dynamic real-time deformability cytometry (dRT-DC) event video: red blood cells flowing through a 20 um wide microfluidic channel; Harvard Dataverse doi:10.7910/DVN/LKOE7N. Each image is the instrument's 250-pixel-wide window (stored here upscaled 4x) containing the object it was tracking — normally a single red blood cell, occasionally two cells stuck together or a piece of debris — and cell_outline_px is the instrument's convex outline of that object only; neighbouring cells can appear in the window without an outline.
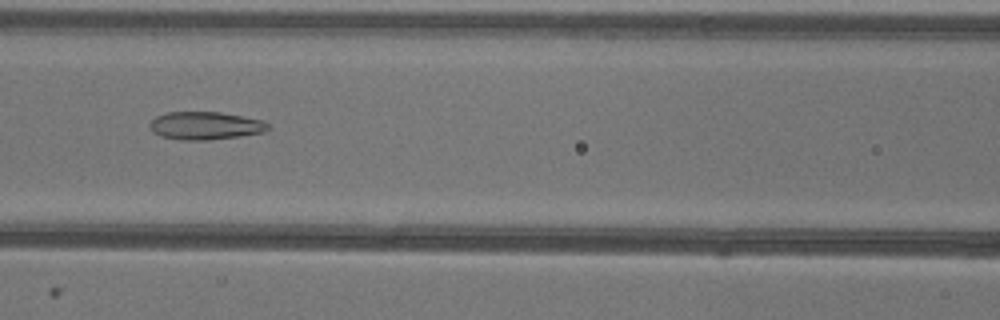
{"species": "common noctule bat (a hibernating species)", "species_latin": "Nyctalus noctula", "temperature_condition": "warm", "stored_images_in_passage": 37, "camera_frame_rate_fps": 3000, "um_per_image_px": 0.085, "animal": {"sex": "female"}, "frame": {"image": 1, "passage_image": 8, "time_ms": 2.333, "image_size_px": [1000, 320], "cell_outline_px": [[268, 128], [264, 132], [240, 136], [208, 140], [180, 140], [160, 136], [152, 132], [148, 124], [156, 116], [164, 112], [220, 112], [264, 120], [268, 124]], "centroid_in_image_um": [17.41, 10.68], "position_along_channel_um": 149.2, "area_um2": 19.36}}
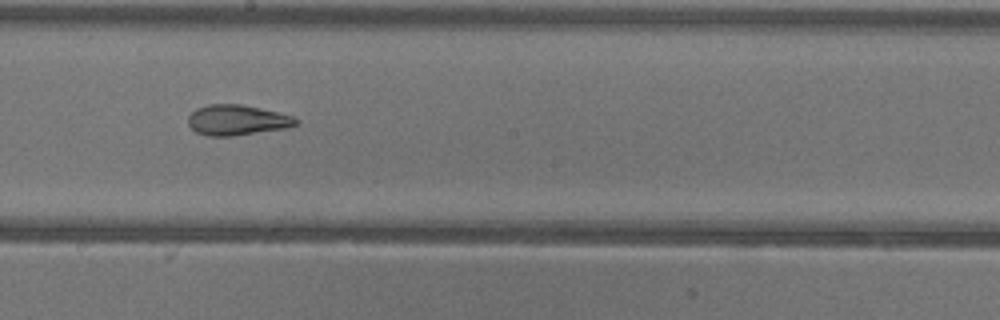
{"frame": {"image": 2, "passage_image": 14, "time_ms": 4.333, "image_size_px": [1000, 320], "cell_outline_px": [[300, 124], [288, 128], [232, 136], [208, 136], [196, 132], [188, 124], [188, 116], [196, 108], [208, 104], [240, 104], [280, 112], [292, 116], [300, 120]], "centroid_in_image_um": [20.19, 10.2], "position_along_channel_um": 228.0, "area_um2": 19.31}}
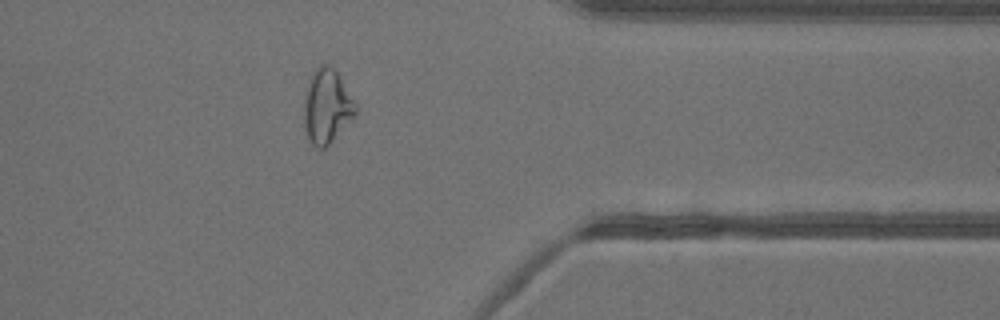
{"frame": {"image": 3, "passage_image": 27, "time_ms": 8.667, "image_size_px": [1000, 320], "cell_outline_px": [[356, 116], [324, 148], [316, 148], [312, 144], [308, 136], [304, 124], [304, 96], [308, 80], [316, 68], [320, 64], [328, 64], [336, 72], [356, 104]], "centroid_in_image_um": [27.76, 9.04], "position_along_channel_um": 383.6, "area_um2": 22.02}, "authors_computed_cell_mechanics": {"area_um2": 20.1722, "velocity_mm_per_s": 3.9463, "shape_relaxation_time_tau1_ms": null, "shape_relaxation_time_tau2_ms": 1.8, "deformation_change_tau1": null, "deformation_change_tau2": 0.0926}}